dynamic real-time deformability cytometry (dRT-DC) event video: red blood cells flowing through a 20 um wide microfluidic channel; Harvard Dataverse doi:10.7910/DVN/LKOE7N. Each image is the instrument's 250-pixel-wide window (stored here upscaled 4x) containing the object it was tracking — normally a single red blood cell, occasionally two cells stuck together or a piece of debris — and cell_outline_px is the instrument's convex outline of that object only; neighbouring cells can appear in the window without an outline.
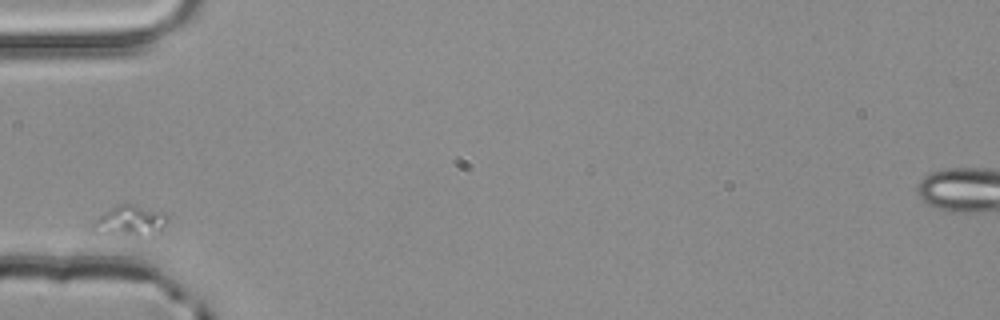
{"species": "common noctule bat (a hibernating species)", "species_latin": "Nyctalus noctula", "temperature_condition": "room temperature", "stored_images_in_passage": 1, "camera_frame_rate_fps": 3000, "um_per_image_px": 0.085, "animal": {"sex": "male", "body_mass_g": 20.4}, "frame": {"image": 1, "passage_image": 1, "time_ms": 0.0, "image_size_px": [1000, 320], "cell_outline_px": [[168, 216], [160, 232], [132, 240], [124, 240], [92, 232], [88, 228], [104, 212], [120, 204], [132, 204], [160, 212]], "centroid_in_image_um": [10.96, 18.9], "position_along_channel_um": 74.0, "area_um2": 14.16}}